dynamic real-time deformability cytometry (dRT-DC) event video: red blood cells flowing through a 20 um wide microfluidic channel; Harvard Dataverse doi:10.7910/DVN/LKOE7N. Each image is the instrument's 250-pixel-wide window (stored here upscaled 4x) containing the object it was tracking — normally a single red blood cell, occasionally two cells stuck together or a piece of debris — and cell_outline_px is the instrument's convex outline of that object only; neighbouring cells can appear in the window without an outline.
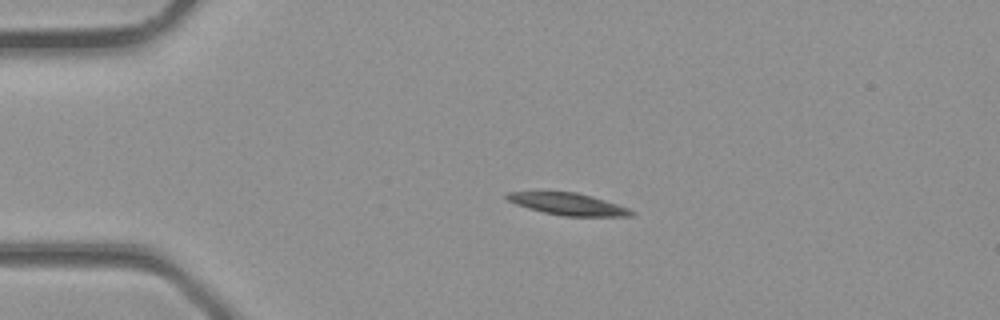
{"species": "common noctule bat (a hibernating species)", "species_latin": "Nyctalus noctula", "temperature_condition": "room temperature", "stored_images_in_passage": 5, "camera_frame_rate_fps": 3000, "um_per_image_px": 0.085, "animal": {"sex": "male", "body_mass_g": 23.1, "forearm_length_mm": 52.7}, "frame": {"image": 1, "passage_image": 3, "time_ms": 0.667, "image_size_px": [1000, 320], "cell_outline_px": [[636, 212], [632, 216], [564, 216], [544, 212], [528, 208], [516, 204], [508, 200], [504, 196], [508, 192], [576, 192], [592, 196], [628, 208]], "centroid_in_image_um": [48.29, 17.35], "position_along_channel_um": 36.7, "area_um2": 15.72}}